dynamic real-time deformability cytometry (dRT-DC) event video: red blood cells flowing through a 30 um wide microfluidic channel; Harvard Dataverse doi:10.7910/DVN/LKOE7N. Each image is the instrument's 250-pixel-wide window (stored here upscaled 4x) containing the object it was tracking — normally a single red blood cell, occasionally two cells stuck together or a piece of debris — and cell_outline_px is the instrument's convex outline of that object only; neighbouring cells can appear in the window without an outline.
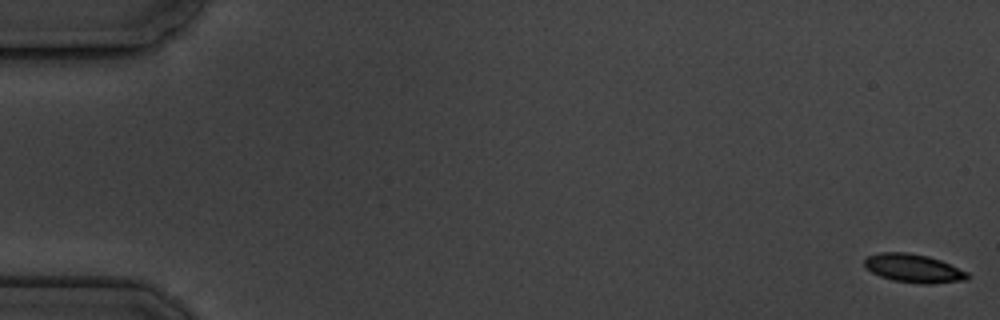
{"species": "common noctule bat (a hibernating species)", "species_latin": "Nyctalus noctula", "temperature_condition": "cold", "stored_images_in_passage": 6, "camera_frame_rate_fps": 3000, "um_per_image_px": 0.085, "animal": {"sex": "male", "body_mass_g": 19.5, "forearm_length_mm": 54.6}, "frame": {"image": 1, "passage_image": 1, "time_ms": 0.0, "image_size_px": [1000, 320], "cell_outline_px": [[972, 276], [968, 280], [932, 284], [920, 284], [892, 280], [880, 276], [864, 268], [864, 260], [868, 256], [880, 252], [908, 252], [928, 256], [940, 260], [968, 272]], "centroid_in_image_um": [77.67, 22.81], "position_along_channel_um": 7.3, "area_um2": 17.34}}